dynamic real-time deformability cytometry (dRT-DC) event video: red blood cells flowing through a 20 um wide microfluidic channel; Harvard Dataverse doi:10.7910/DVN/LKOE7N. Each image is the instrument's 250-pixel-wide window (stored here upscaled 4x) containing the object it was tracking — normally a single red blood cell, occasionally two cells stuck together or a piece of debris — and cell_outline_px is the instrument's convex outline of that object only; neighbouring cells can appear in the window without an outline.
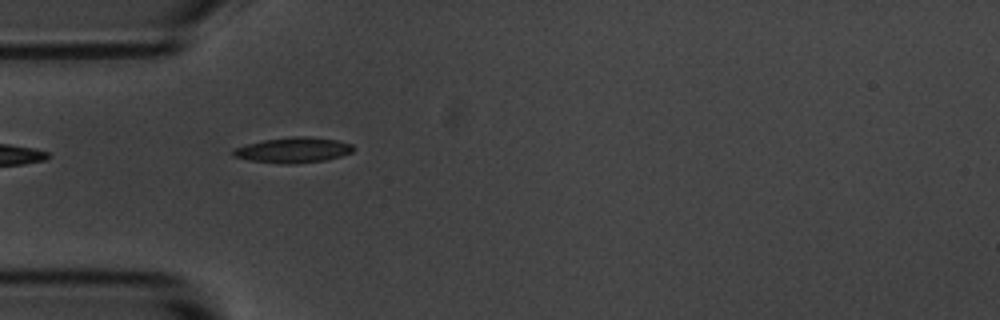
{"species": "common noctule bat (a hibernating species)", "species_latin": "Nyctalus noctula", "temperature_condition": "room temperature", "stored_images_in_passage": 3, "camera_frame_rate_fps": 3000, "um_per_image_px": 0.085, "animal": {"sex": "male", "body_mass_g": 20.1, "forearm_length_mm": 53.5}, "frame": {"image": 1, "passage_image": 1, "time_ms": 0.0, "image_size_px": [1000, 320], "cell_outline_px": [[356, 148], [352, 152], [340, 156], [324, 160], [296, 164], [280, 164], [248, 160], [232, 156], [232, 148], [264, 140], [292, 136], [304, 136], [336, 140], [352, 144]], "centroid_in_image_um": [24.9, 12.76], "position_along_channel_um": 60.1, "area_um2": 17.86}}